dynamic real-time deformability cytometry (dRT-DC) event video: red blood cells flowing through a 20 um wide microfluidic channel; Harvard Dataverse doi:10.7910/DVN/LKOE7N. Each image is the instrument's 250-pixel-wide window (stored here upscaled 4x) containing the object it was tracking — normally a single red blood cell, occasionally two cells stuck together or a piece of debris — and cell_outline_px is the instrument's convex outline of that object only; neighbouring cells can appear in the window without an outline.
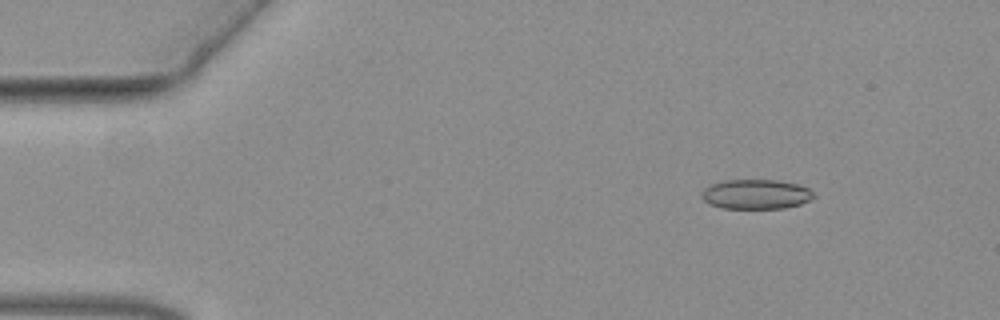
{"species": "common noctule bat (a hibernating species)", "species_latin": "Nyctalus noctula", "temperature_condition": "warm", "stored_images_in_passage": 55, "camera_frame_rate_fps": 3000, "um_per_image_px": 0.085, "animal": {"sex": "female", "body_mass_g": 19.3, "forearm_length_mm": 54.1}, "frame": {"image": 1, "passage_image": 7, "time_ms": 2.0, "image_size_px": [1000, 320], "cell_outline_px": [[816, 196], [812, 200], [800, 204], [784, 208], [720, 208], [708, 204], [700, 196], [700, 192], [704, 188], [712, 184], [724, 180], [776, 180], [796, 184], [808, 188]], "centroid_in_image_um": [64.23, 16.51], "position_along_channel_um": 20.8, "area_um2": 19.48}}
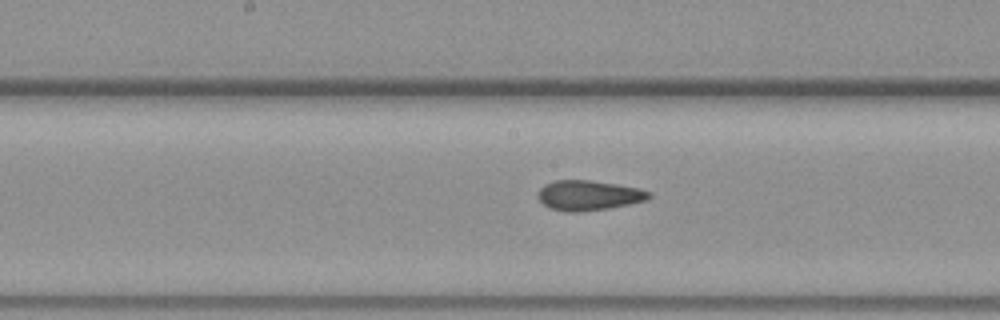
{"frame": {"image": 2, "passage_image": 28, "time_ms": 9.0, "image_size_px": [1000, 320], "cell_outline_px": [[652, 196], [648, 200], [608, 208], [580, 212], [564, 212], [548, 208], [536, 196], [540, 188], [544, 184], [556, 180], [588, 180], [616, 184], [640, 188], [652, 192]], "centroid_in_image_um": [50.03, 16.61], "position_along_channel_um": 198.2, "area_um2": 19.59}}
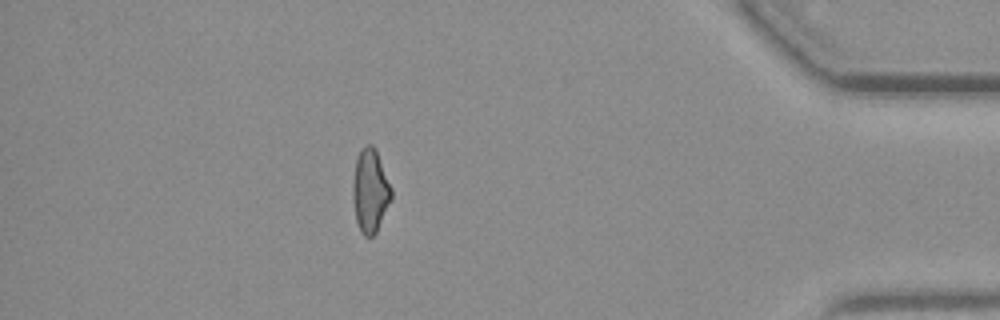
{"frame": {"image": 3, "passage_image": 48, "time_ms": 15.667, "image_size_px": [1000, 320], "cell_outline_px": [[392, 196], [376, 232], [372, 236], [364, 236], [360, 232], [356, 220], [352, 196], [352, 184], [356, 160], [364, 144], [372, 144], [376, 148], [392, 188]], "centroid_in_image_um": [31.46, 16.19], "position_along_channel_um": 403.7, "area_um2": 18.73}}